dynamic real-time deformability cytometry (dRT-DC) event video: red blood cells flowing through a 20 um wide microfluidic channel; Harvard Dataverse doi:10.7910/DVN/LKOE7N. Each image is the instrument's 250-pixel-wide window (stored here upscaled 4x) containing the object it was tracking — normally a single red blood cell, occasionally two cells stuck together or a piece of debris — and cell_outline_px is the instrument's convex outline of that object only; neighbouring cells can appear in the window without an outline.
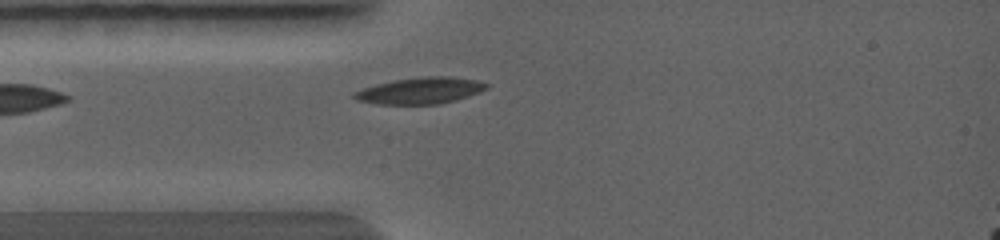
{"species": "common noctule bat (a hibernating species)", "species_latin": "Nyctalus noctula", "temperature_condition": "warm", "stored_images_in_passage": 17, "camera_frame_rate_fps": 5000, "um_per_image_px": 0.085, "animal": {"sex": "female", "body_mass_g": 19.0, "forearm_length_mm": 56.7}, "frame": {"image": 1, "passage_image": 3, "time_ms": 0.6, "image_size_px": [1000, 240], "cell_outline_px": [[488, 88], [480, 92], [456, 100], [440, 104], [376, 104], [356, 100], [352, 96], [352, 92], [376, 84], [392, 80], [424, 76], [448, 76], [476, 80], [488, 84]], "centroid_in_image_um": [35.7, 7.7], "position_along_channel_um": 49.3, "area_um2": 20.46}}
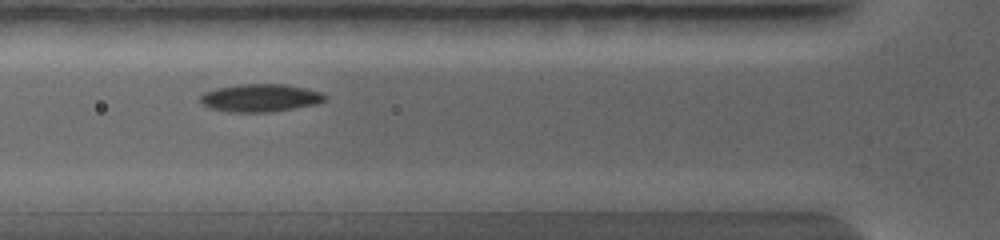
{"frame": {"image": 2, "passage_image": 6, "time_ms": 1.6, "image_size_px": [1000, 240], "cell_outline_px": [[328, 100], [316, 104], [268, 112], [232, 112], [212, 108], [200, 104], [200, 96], [204, 92], [216, 88], [236, 84], [284, 84], [304, 88], [320, 92], [328, 96]], "centroid_in_image_um": [22.12, 8.31], "position_along_channel_um": 103.7, "area_um2": 20.17}}
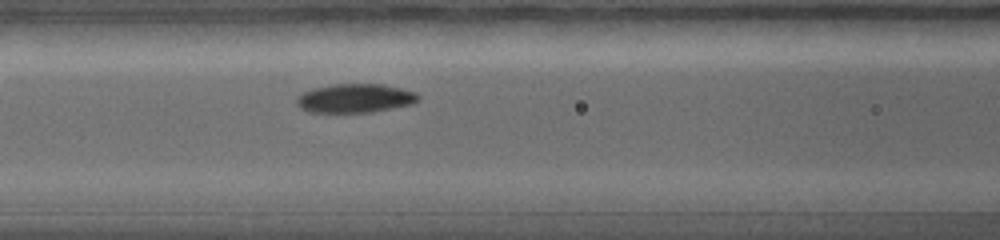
{"frame": {"image": 3, "passage_image": 8, "time_ms": 2.2, "image_size_px": [1000, 240], "cell_outline_px": [[420, 100], [412, 104], [372, 112], [308, 112], [300, 108], [296, 104], [296, 96], [312, 88], [332, 84], [380, 84], [400, 88], [416, 92], [420, 96]], "centroid_in_image_um": [30.16, 8.35], "position_along_channel_um": 136.4, "area_um2": 20.58}}